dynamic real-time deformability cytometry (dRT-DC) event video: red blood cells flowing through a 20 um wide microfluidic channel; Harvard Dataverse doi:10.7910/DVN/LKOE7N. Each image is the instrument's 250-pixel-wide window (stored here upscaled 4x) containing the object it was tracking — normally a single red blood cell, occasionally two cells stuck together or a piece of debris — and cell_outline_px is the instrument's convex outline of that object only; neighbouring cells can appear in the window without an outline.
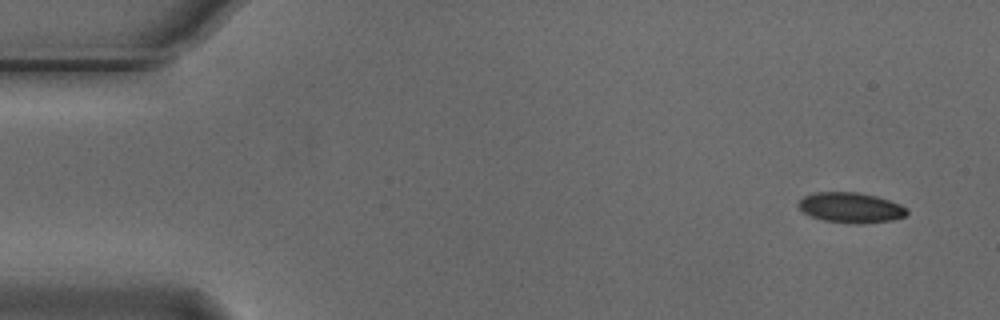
{"species": "Egyptian fruit bat (a non-hibernating species)", "species_latin": "Rousettus aegyptiacus", "temperature_condition": "cold", "stored_images_in_passage": 8, "camera_frame_rate_fps": 3000, "um_per_image_px": 0.085, "animal": {"sex": "male"}, "frame": {"image": 1, "passage_image": 1, "time_ms": 0.0, "image_size_px": [1000, 320], "cell_outline_px": [[908, 212], [904, 216], [892, 220], [860, 224], [856, 224], [824, 220], [812, 216], [804, 212], [796, 204], [804, 196], [816, 192], [856, 192], [876, 196], [900, 204], [908, 208]], "centroid_in_image_um": [72.32, 17.64], "position_along_channel_um": 12.7, "area_um2": 19.02}}
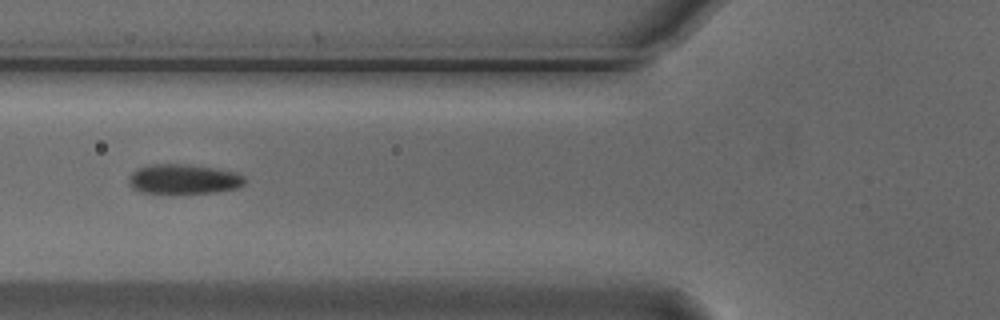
{"frame": {"image": 2, "passage_image": 6, "time_ms": 1.667, "image_size_px": [1000, 320], "cell_outline_px": [[248, 180], [244, 184], [236, 188], [212, 192], [140, 192], [132, 188], [128, 184], [128, 176], [136, 168], [148, 164], [188, 164], [216, 168], [236, 172], [244, 176]], "centroid_in_image_um": [15.59, 15.19], "position_along_channel_um": 110.2, "area_um2": 20.11}}
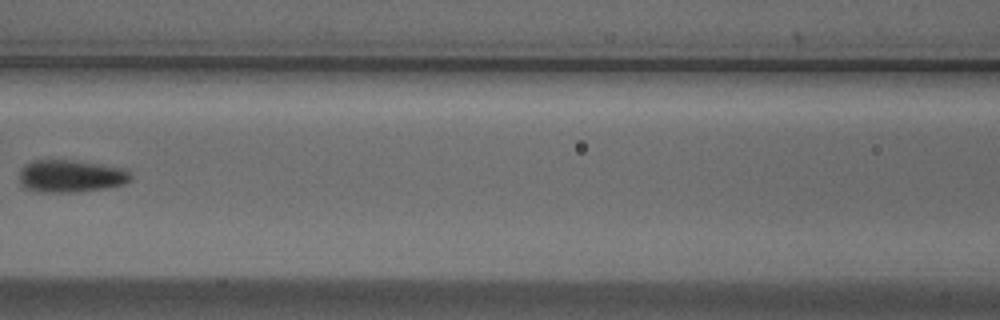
{"frame": {"image": 3, "passage_image": 7, "time_ms": 2.0, "image_size_px": [1000, 320], "cell_outline_px": [[132, 180], [124, 184], [104, 188], [76, 192], [40, 192], [24, 188], [20, 180], [20, 168], [24, 164], [32, 160], [72, 160], [128, 168], [132, 176]], "centroid_in_image_um": [6.04, 14.96], "position_along_channel_um": 160.6, "area_um2": 21.33}}